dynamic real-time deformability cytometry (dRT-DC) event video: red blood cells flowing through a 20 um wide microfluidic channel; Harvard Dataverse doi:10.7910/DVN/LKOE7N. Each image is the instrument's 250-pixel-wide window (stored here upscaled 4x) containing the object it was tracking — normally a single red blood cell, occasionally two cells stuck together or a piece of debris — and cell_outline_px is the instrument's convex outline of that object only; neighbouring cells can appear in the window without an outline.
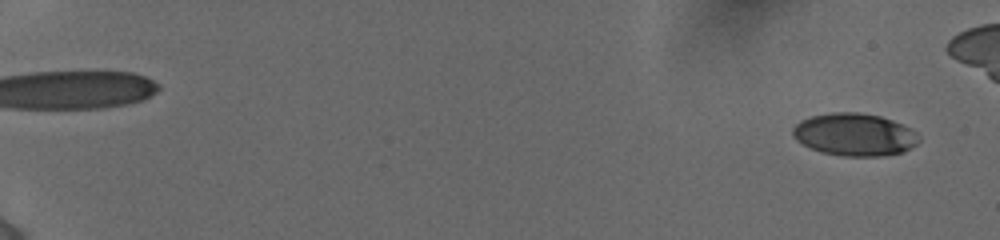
{"species": "human", "species_latin": "Homo sapiens", "temperature_condition": "cold", "stored_images_in_passage": 41, "camera_frame_rate_fps": 3000, "um_per_image_px": 0.085, "donor": {"sex": "female"}, "frame": {"image": 1, "passage_image": 3, "time_ms": 0.667, "image_size_px": [1000, 240], "cell_outline_px": [[920, 140], [916, 144], [904, 152], [884, 156], [844, 156], [824, 152], [812, 148], [796, 140], [792, 136], [792, 128], [800, 120], [812, 116], [832, 112], [860, 112], [880, 116], [892, 120], [916, 132], [920, 136]], "centroid_in_image_um": [72.64, 11.43], "position_along_channel_um": 12.4, "area_um2": 31.21}}
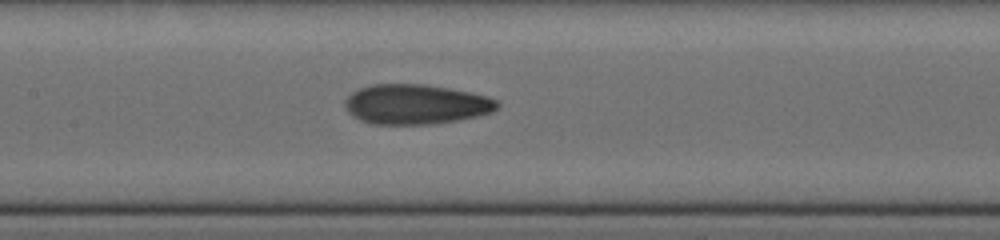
{"frame": {"image": 2, "passage_image": 26, "time_ms": 10.0, "image_size_px": [1000, 240], "cell_outline_px": [[500, 104], [492, 112], [476, 116], [456, 120], [432, 124], [372, 124], [360, 120], [352, 116], [344, 108], [344, 100], [352, 92], [360, 88], [372, 84], [424, 84], [448, 88], [488, 96], [500, 100]], "centroid_in_image_um": [35.32, 8.86], "position_along_channel_um": 172.1, "area_um2": 35.49}}
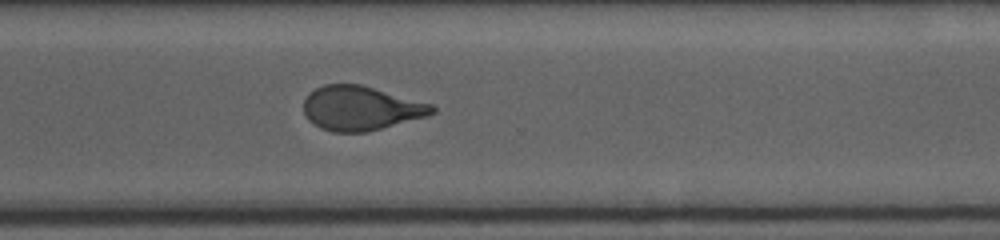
{"frame": {"image": 3, "passage_image": 41, "time_ms": 14.333, "image_size_px": [1000, 240], "cell_outline_px": [[436, 112], [428, 116], [368, 132], [332, 132], [320, 128], [308, 120], [304, 112], [304, 100], [308, 92], [324, 84], [360, 84], [432, 104], [436, 108]], "centroid_in_image_um": [30.66, 9.2], "position_along_channel_um": 339.9, "area_um2": 33.29}}